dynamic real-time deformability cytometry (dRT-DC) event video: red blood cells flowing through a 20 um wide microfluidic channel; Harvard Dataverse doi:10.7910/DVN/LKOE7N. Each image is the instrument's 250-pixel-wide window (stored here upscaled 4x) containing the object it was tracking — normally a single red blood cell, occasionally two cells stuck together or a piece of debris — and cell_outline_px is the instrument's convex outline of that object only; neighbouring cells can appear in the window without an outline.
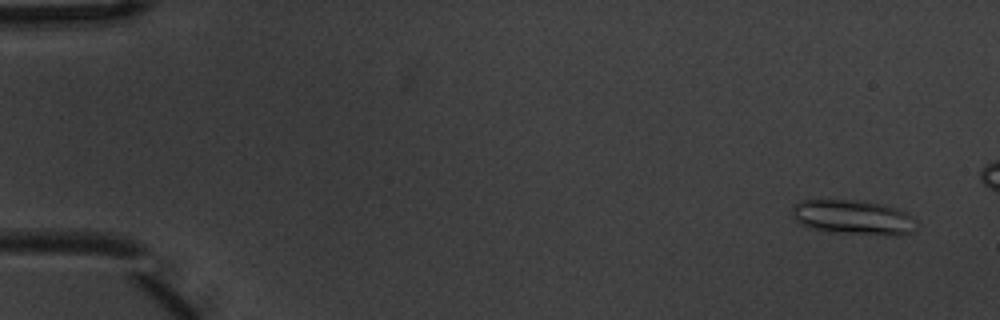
{"species": "common noctule bat (a hibernating species)", "species_latin": "Nyctalus noctula", "temperature_condition": "warm", "stored_images_in_passage": 5, "camera_frame_rate_fps": 3000, "um_per_image_px": 0.085, "animal": {"sex": "male", "body_mass_g": 20.1, "forearm_length_mm": 53.5}, "frame": {"image": 1, "passage_image": 1, "time_ms": 0.0, "image_size_px": [1000, 320], "cell_outline_px": [[916, 220], [912, 232], [900, 236], [892, 236], [832, 232], [812, 228], [800, 224], [792, 216], [792, 204], [800, 200], [820, 196], [860, 200], [884, 204], [896, 208], [912, 216]], "centroid_in_image_um": [72.44, 18.42], "position_along_channel_um": 12.6, "area_um2": 26.24}}